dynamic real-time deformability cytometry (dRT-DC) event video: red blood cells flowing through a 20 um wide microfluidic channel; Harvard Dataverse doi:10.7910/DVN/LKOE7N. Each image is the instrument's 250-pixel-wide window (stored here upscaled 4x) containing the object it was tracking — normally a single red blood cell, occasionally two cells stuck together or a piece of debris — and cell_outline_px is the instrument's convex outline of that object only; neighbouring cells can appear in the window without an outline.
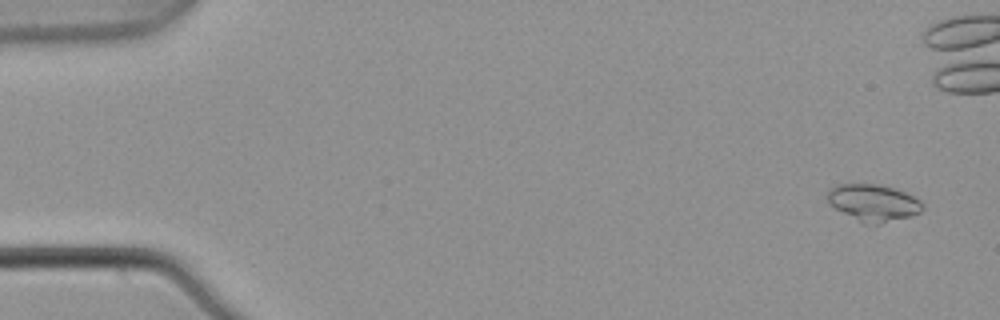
{"species": "common noctule bat (a hibernating species)", "species_latin": "Nyctalus noctula", "temperature_condition": "warm", "stored_images_in_passage": 7, "camera_frame_rate_fps": 3000, "um_per_image_px": 0.085, "animal": {"sex": "male", "body_mass_g": 21.5, "forearm_length_mm": 52.0}, "frame": {"image": 1, "passage_image": 1, "time_ms": 0.0, "image_size_px": [1000, 320], "cell_outline_px": [[924, 208], [920, 212], [908, 216], [880, 224], [864, 224], [836, 208], [828, 200], [828, 192], [836, 184], [880, 184], [904, 192], [920, 200], [924, 204]], "centroid_in_image_um": [74.26, 17.23], "position_along_channel_um": 10.7, "area_um2": 20.06}}
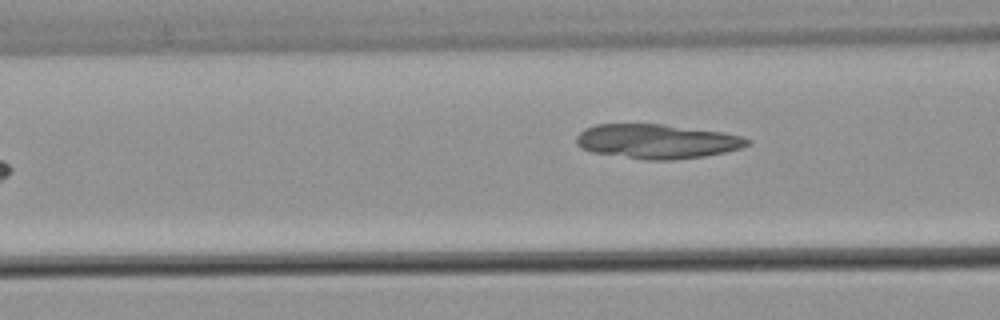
{"frame": {"image": 2, "passage_image": 7, "time_ms": 2.0, "image_size_px": [1000, 320], "cell_outline_px": [[752, 144], [740, 148], [724, 152], [704, 156], [672, 160], [648, 160], [592, 152], [580, 148], [576, 144], [576, 136], [584, 128], [596, 124], [664, 124], [724, 132], [740, 136], [752, 140]], "centroid_in_image_um": [55.84, 12.01], "position_along_channel_um": 110.8, "area_um2": 34.45}}